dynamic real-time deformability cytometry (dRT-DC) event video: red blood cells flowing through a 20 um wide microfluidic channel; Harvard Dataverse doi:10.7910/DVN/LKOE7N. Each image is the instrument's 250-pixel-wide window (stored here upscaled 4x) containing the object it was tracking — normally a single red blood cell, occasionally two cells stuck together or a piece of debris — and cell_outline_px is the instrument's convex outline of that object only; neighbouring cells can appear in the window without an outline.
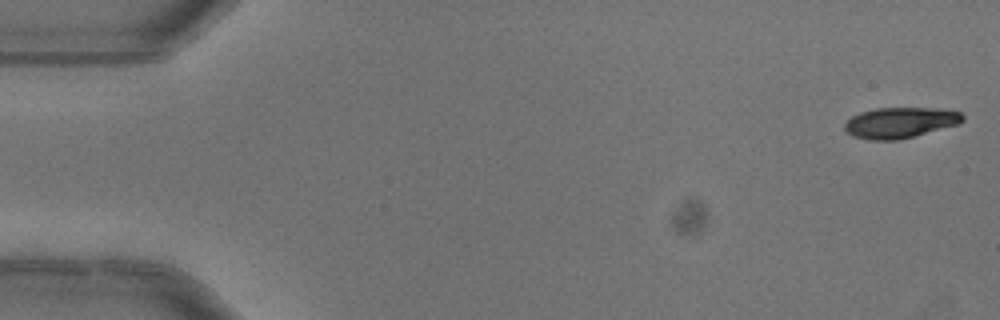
{"species": "common noctule bat (a hibernating species)", "species_latin": "Nyctalus noctula", "temperature_condition": "warm", "stored_images_in_passage": 4, "camera_frame_rate_fps": 3000, "um_per_image_px": 0.085, "animal": {"sex": "female"}, "frame": {"image": 1, "passage_image": 1, "time_ms": 0.0, "image_size_px": [1000, 320], "cell_outline_px": [[964, 120], [960, 124], [900, 140], [868, 140], [852, 136], [844, 128], [844, 124], [852, 116], [860, 112], [876, 108], [944, 108], [960, 112], [964, 116]], "centroid_in_image_um": [76.54, 10.42], "position_along_channel_um": 8.5, "area_um2": 21.39}}
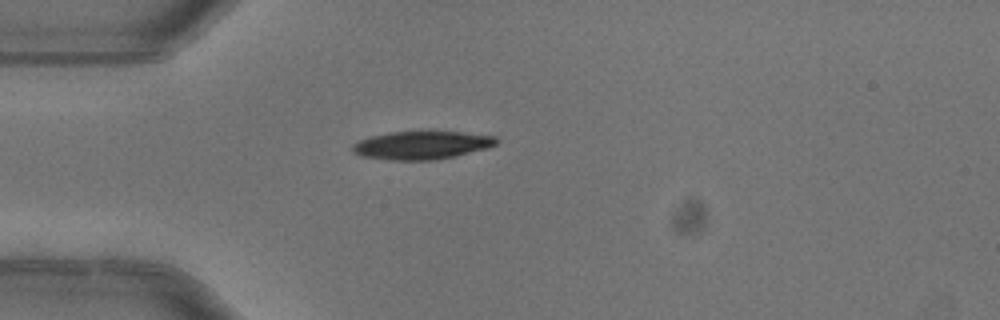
{"frame": {"image": 2, "passage_image": 4, "time_ms": 1.0, "image_size_px": [1000, 320], "cell_outline_px": [[500, 140], [496, 144], [488, 148], [456, 156], [436, 160], [388, 160], [360, 156], [352, 152], [352, 144], [360, 140], [372, 136], [388, 132], [420, 128], [428, 128], [496, 136]], "centroid_in_image_um": [35.87, 12.29], "position_along_channel_um": 49.1, "area_um2": 24.91}}